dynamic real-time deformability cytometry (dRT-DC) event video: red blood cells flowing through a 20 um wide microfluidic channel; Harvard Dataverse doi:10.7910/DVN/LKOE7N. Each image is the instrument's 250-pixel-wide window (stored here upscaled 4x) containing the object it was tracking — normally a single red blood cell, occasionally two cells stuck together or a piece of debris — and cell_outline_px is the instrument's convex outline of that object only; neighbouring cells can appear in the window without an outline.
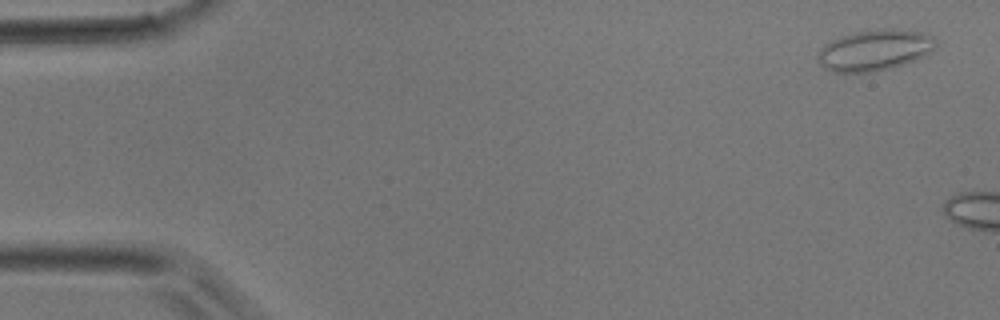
{"species": "common noctule bat (a hibernating species)", "species_latin": "Nyctalus noctula", "temperature_condition": "room temperature", "stored_images_in_passage": 4, "camera_frame_rate_fps": 3000, "um_per_image_px": 0.085, "animal": {"sex": "male", "body_mass_g": 17.9}, "frame": {"image": 1, "passage_image": 1, "time_ms": 0.0, "image_size_px": [1000, 320], "cell_outline_px": [[936, 44], [924, 56], [916, 60], [888, 68], [872, 72], [832, 72], [824, 68], [820, 64], [816, 56], [820, 48], [824, 44], [832, 40], [856, 32], [880, 28], [896, 28], [920, 32], [932, 36], [936, 40]], "centroid_in_image_um": [74.31, 4.26], "position_along_channel_um": 10.7, "area_um2": 28.03}}